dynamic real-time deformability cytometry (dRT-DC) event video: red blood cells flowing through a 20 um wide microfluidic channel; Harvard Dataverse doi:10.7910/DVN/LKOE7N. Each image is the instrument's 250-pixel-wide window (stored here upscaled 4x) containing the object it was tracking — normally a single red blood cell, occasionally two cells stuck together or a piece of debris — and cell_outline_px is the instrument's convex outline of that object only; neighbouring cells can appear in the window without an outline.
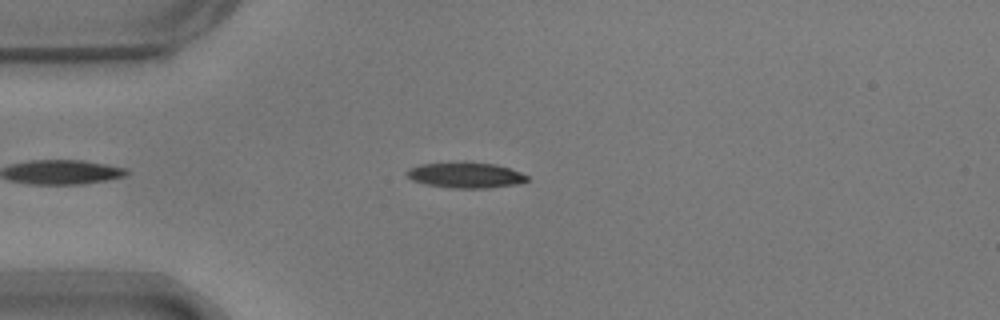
{"species": "common noctule bat (a hibernating species)", "species_latin": "Nyctalus noctula", "temperature_condition": "warm", "stored_images_in_passage": 41, "camera_frame_rate_fps": 3000, "um_per_image_px": 0.085, "animal": {"sex": "male", "body_mass_g": 17.9}, "frame": {"image": 1, "passage_image": 4, "time_ms": 1.0, "image_size_px": [1000, 320], "cell_outline_px": [[528, 180], [520, 184], [488, 188], [452, 188], [424, 184], [412, 180], [408, 176], [408, 168], [420, 164], [496, 164], [520, 172], [528, 176]], "centroid_in_image_um": [39.61, 14.93], "position_along_channel_um": 45.4, "area_um2": 17.34}}
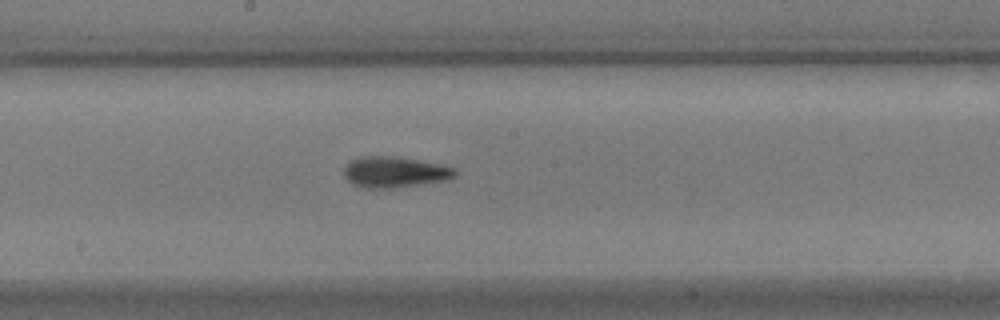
{"frame": {"image": 2, "passage_image": 19, "time_ms": 6.0, "image_size_px": [1000, 320], "cell_outline_px": [[456, 176], [444, 180], [388, 188], [368, 188], [352, 184], [344, 176], [344, 168], [352, 160], [360, 156], [396, 156], [456, 168]], "centroid_in_image_um": [33.5, 14.61], "position_along_channel_um": 214.7, "area_um2": 19.54}}
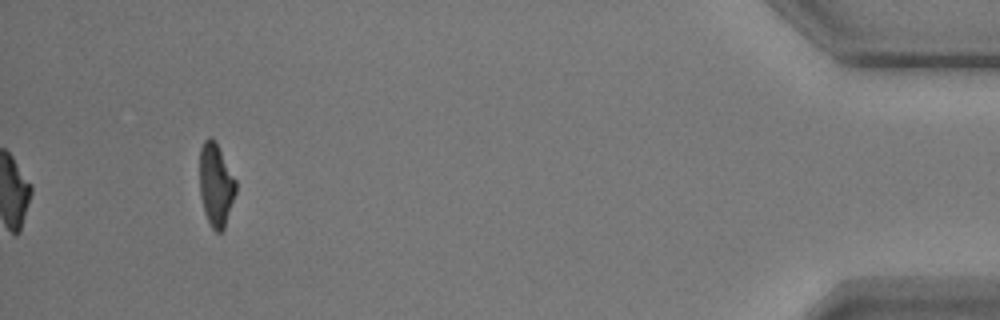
{"frame": {"image": 3, "passage_image": 41, "time_ms": 13.333, "image_size_px": [1000, 320], "cell_outline_px": [[236, 192], [224, 228], [220, 232], [216, 232], [212, 228], [204, 212], [200, 196], [200, 148], [204, 140], [208, 136], [212, 136], [216, 140], [236, 180]], "centroid_in_image_um": [18.35, 15.66], "position_along_channel_um": 416.9, "area_um2": 17.63}, "authors_computed_cell_mechanics": {"area_um2": 18.6116, "velocity_mm_per_s": 3.7142, "shape_relaxation_time_tau1_ms": 3.4316, "shape_relaxation_time_tau2_ms": 1.8069, "deformation_change_tau1": 0.1698, "deformation_change_tau2": 0.0986}}